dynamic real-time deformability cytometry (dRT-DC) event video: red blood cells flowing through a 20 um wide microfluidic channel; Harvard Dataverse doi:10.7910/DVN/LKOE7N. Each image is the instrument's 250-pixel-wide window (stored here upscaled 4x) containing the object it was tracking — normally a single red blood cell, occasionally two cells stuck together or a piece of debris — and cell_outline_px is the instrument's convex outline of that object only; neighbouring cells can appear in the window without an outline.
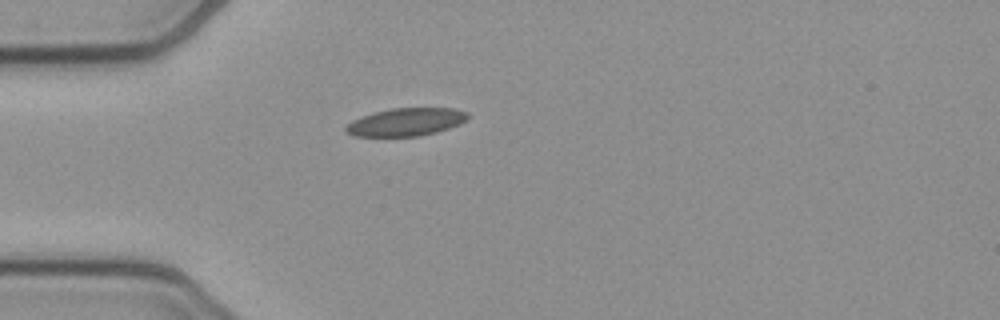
{"species": "common noctule bat (a hibernating species)", "species_latin": "Nyctalus noctula", "temperature_condition": "cold", "stored_images_in_passage": 34, "camera_frame_rate_fps": 3000, "um_per_image_px": 0.085, "animal": {"sex": "female", "body_mass_g": 21.9}, "frame": {"image": 1, "passage_image": 1, "time_ms": 0.0, "image_size_px": [1000, 320], "cell_outline_px": [[468, 116], [460, 124], [436, 132], [420, 136], [356, 136], [344, 132], [344, 128], [352, 120], [360, 116], [372, 112], [392, 108], [456, 108], [468, 112]], "centroid_in_image_um": [34.47, 10.36], "position_along_channel_um": 50.5, "area_um2": 19.88}}
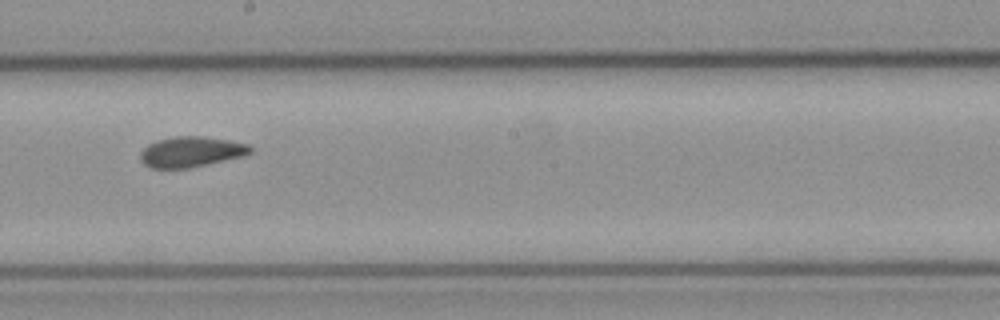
{"frame": {"image": 2, "passage_image": 16, "time_ms": 5.0, "image_size_px": [1000, 320], "cell_outline_px": [[252, 152], [244, 156], [208, 164], [188, 168], [148, 168], [140, 160], [140, 152], [148, 144], [156, 140], [176, 136], [204, 136], [228, 140], [248, 144], [252, 148]], "centroid_in_image_um": [16.23, 12.9], "position_along_channel_um": 232.0, "area_um2": 19.65}}
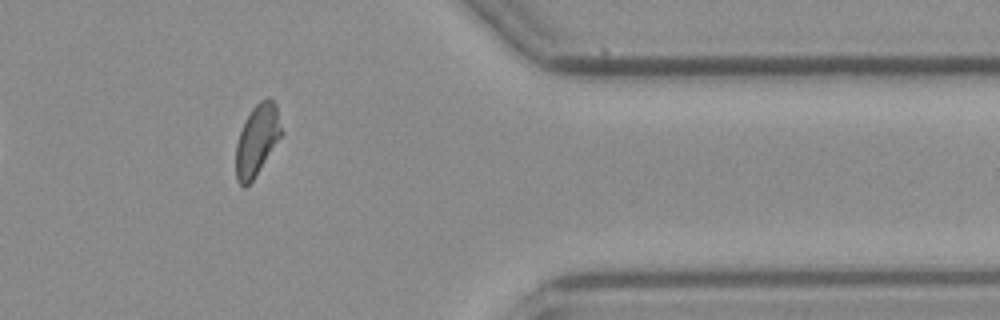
{"frame": {"image": 3, "passage_image": 30, "time_ms": 9.667, "image_size_px": [1000, 320], "cell_outline_px": [[284, 132], [252, 180], [244, 188], [236, 180], [236, 144], [244, 120], [252, 108], [260, 100], [268, 96], [276, 104]], "centroid_in_image_um": [21.86, 11.85], "position_along_channel_um": 389.5, "area_um2": 18.84}, "authors_computed_cell_mechanics": {"area_um2": 19.8254, "velocity_mm_per_s": 3.8249, "shape_relaxation_time_tau1_ms": null, "shape_relaxation_time_tau2_ms": 2.3519, "deformation_change_tau1": null, "deformation_change_tau2": 0.0709}}